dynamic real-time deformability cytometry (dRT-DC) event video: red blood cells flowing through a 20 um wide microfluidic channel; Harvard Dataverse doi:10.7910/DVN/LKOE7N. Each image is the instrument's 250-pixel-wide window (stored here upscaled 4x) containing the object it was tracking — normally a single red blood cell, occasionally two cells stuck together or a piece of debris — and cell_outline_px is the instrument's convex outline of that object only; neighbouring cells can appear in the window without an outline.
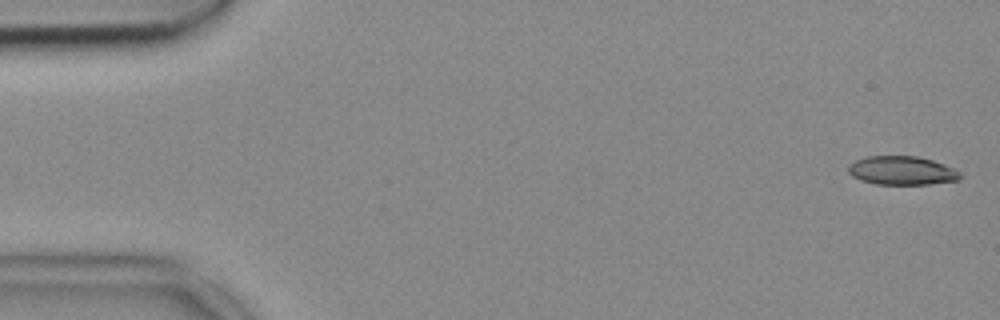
{"species": "common noctule bat (a hibernating species)", "species_latin": "Nyctalus noctula", "temperature_condition": "cold", "stored_images_in_passage": 51, "camera_frame_rate_fps": 3000, "um_per_image_px": 0.085, "animal": {"sex": "female", "body_mass_g": 18.4}, "frame": {"image": 1, "passage_image": 1, "time_ms": 0.0, "image_size_px": [1000, 320], "cell_outline_px": [[964, 176], [960, 180], [928, 184], [876, 184], [860, 180], [852, 176], [848, 172], [848, 164], [856, 160], [868, 156], [916, 156], [932, 160], [956, 168]], "centroid_in_image_um": [76.69, 14.5], "position_along_channel_um": 8.3, "area_um2": 18.9}}
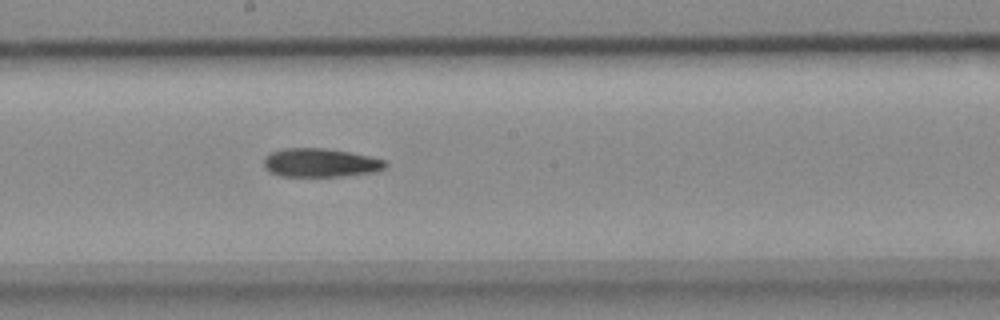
{"frame": {"image": 2, "passage_image": 28, "time_ms": 9.0, "image_size_px": [1000, 320], "cell_outline_px": [[388, 164], [384, 168], [372, 172], [344, 176], [280, 176], [268, 172], [264, 168], [264, 156], [268, 152], [284, 148], [324, 148], [348, 152], [368, 156], [384, 160]], "centroid_in_image_um": [27.15, 13.83], "position_along_channel_um": 221.0, "area_um2": 20.35}}
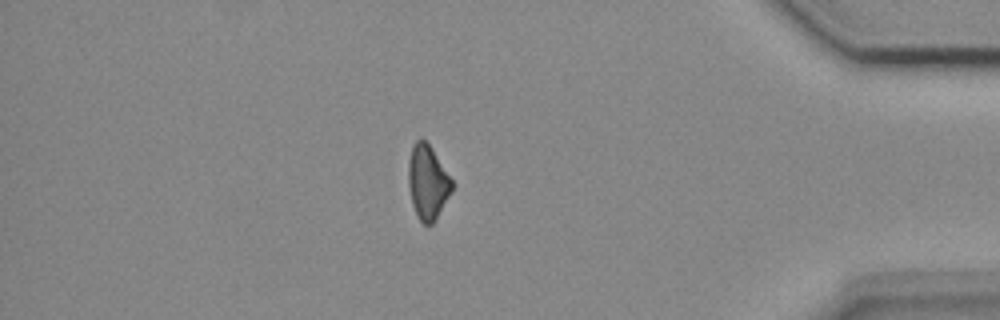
{"frame": {"image": 3, "passage_image": 45, "time_ms": 14.667, "image_size_px": [1000, 320], "cell_outline_px": [[452, 192], [436, 220], [432, 224], [424, 224], [420, 220], [412, 204], [408, 184], [408, 160], [412, 144], [420, 136], [432, 148], [452, 180]], "centroid_in_image_um": [36.34, 15.47], "position_along_channel_um": 398.9, "area_um2": 18.96}}